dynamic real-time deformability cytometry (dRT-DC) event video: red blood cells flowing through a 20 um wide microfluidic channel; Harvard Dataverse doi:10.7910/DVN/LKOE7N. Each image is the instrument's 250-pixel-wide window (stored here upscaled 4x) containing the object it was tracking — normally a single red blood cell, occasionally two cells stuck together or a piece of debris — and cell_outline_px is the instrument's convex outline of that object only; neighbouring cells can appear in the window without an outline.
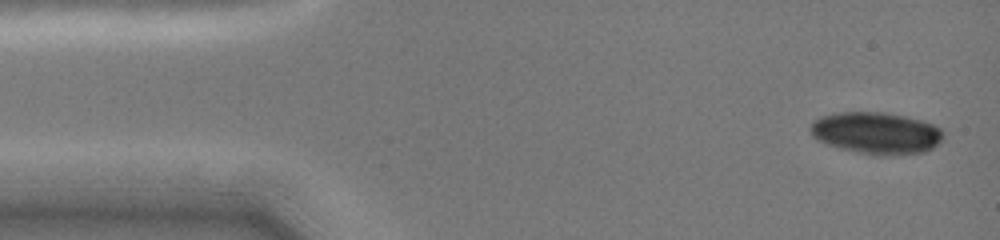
{"species": "common noctule bat (a hibernating species)", "species_latin": "Nyctalus noctula", "temperature_condition": "cold", "stored_images_in_passage": 56, "camera_frame_rate_fps": 3000, "um_per_image_px": 0.085, "animal": {"sex": "female", "body_mass_g": 19.0, "forearm_length_mm": 51.5}, "frame": {"image": 1, "passage_image": 1, "time_ms": 0.0, "image_size_px": [1000, 240], "cell_outline_px": [[944, 140], [932, 148], [924, 152], [896, 156], [880, 156], [840, 148], [816, 140], [812, 136], [812, 120], [820, 116], [836, 112], [884, 112], [924, 120], [940, 128], [944, 132]], "centroid_in_image_um": [74.53, 11.31], "position_along_channel_um": 10.5, "area_um2": 32.77}}